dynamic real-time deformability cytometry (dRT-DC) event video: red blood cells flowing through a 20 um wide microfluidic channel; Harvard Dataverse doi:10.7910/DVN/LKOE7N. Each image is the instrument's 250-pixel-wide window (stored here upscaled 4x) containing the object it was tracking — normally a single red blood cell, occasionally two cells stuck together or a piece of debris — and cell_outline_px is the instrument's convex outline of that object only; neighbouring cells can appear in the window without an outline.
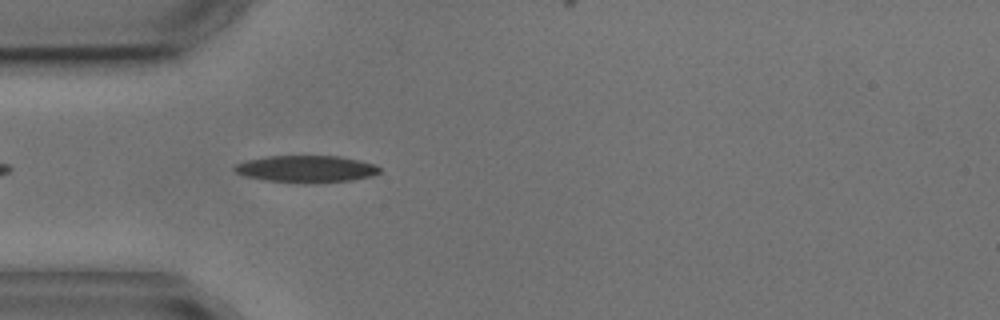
{"species": "common noctule bat (a hibernating species)", "species_latin": "Nyctalus noctula", "temperature_condition": "cold", "stored_images_in_passage": 4, "camera_frame_rate_fps": 3000, "um_per_image_px": 0.085, "animal": {"sex": "male", "body_mass_g": 17.9, "forearm_length_mm": 54.2}, "frame": {"image": 1, "passage_image": 4, "time_ms": 4.667, "image_size_px": [1000, 320], "cell_outline_px": [[380, 172], [372, 176], [352, 180], [268, 180], [244, 176], [236, 172], [232, 168], [236, 164], [244, 160], [264, 156], [340, 156], [360, 160], [376, 164], [380, 168]], "centroid_in_image_um": [26.02, 14.3], "position_along_channel_um": 59.0, "area_um2": 21.85}}